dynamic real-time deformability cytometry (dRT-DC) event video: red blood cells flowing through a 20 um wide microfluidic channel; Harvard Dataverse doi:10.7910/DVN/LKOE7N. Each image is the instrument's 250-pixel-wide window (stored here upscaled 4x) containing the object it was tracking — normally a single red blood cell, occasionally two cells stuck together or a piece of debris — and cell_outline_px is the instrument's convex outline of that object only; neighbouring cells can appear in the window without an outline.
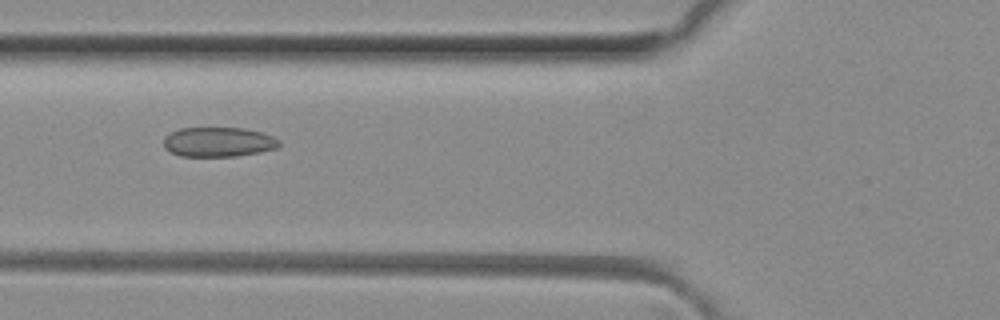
{"species": "common noctule bat (a hibernating species)", "species_latin": "Nyctalus noctula", "temperature_condition": "room temperature", "stored_images_in_passage": 33, "camera_frame_rate_fps": 3000, "um_per_image_px": 0.085, "animal": {"sex": "female", "body_mass_g": 29.2, "forearm_length_mm": 56.3}, "frame": {"image": 1, "passage_image": 6, "time_ms": 1.667, "image_size_px": [1000, 320], "cell_outline_px": [[280, 144], [276, 148], [260, 152], [236, 156], [180, 156], [164, 148], [164, 136], [180, 128], [244, 128], [264, 132], [280, 140]], "centroid_in_image_um": [18.58, 12.06], "position_along_channel_um": 107.2, "area_um2": 20.0}}
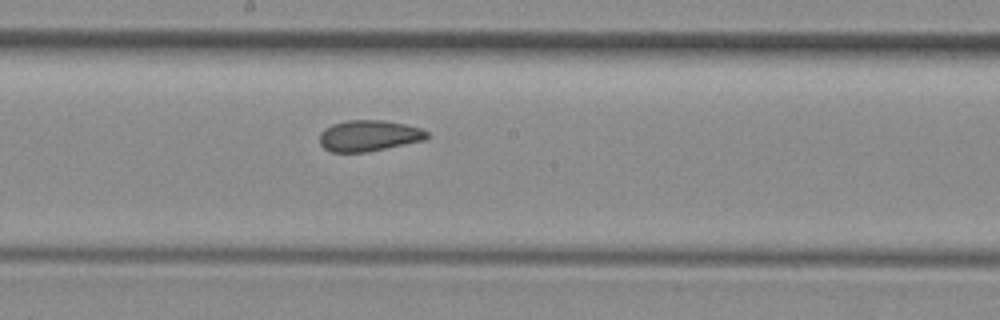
{"frame": {"image": 2, "passage_image": 14, "time_ms": 4.333, "image_size_px": [1000, 320], "cell_outline_px": [[428, 136], [424, 140], [368, 152], [332, 152], [324, 148], [320, 144], [320, 132], [324, 128], [332, 124], [348, 120], [384, 120], [404, 124], [420, 128], [428, 132]], "centroid_in_image_um": [31.33, 11.53], "position_along_channel_um": 216.9, "area_um2": 19.42}}
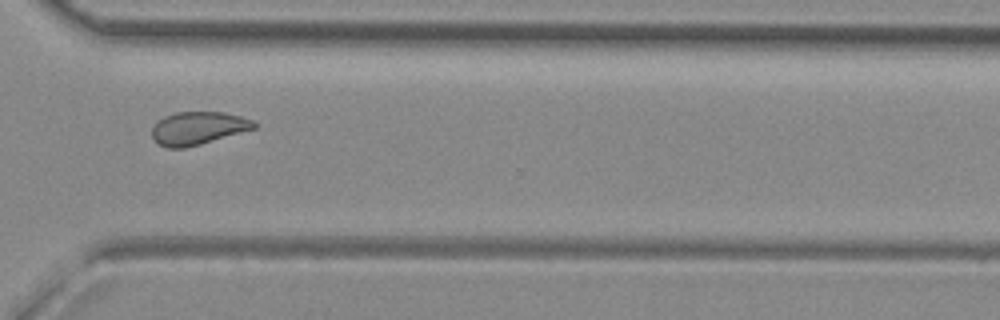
{"frame": {"image": 3, "passage_image": 24, "time_ms": 7.667, "image_size_px": [1000, 320], "cell_outline_px": [[256, 128], [200, 144], [184, 148], [168, 148], [160, 144], [152, 136], [152, 128], [164, 116], [176, 112], [224, 112], [240, 116], [252, 120], [256, 124]], "centroid_in_image_um": [16.84, 10.89], "position_along_channel_um": 353.8, "area_um2": 19.31}}